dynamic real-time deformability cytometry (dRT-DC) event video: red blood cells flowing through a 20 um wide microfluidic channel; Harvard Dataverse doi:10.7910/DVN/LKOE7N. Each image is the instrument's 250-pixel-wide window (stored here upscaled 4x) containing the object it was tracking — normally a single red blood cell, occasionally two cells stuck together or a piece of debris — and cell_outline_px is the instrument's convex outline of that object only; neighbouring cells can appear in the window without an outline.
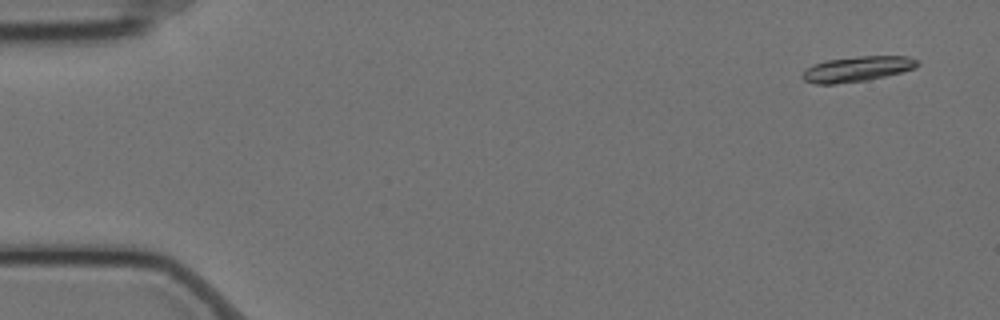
{"species": "Egyptian fruit bat (a non-hibernating species)", "species_latin": "Rousettus aegyptiacus", "temperature_condition": "cold", "stored_images_in_passage": 58, "camera_frame_rate_fps": 3000, "um_per_image_px": 0.085, "animal": {"sex": "female"}, "frame": {"image": 1, "passage_image": 3, "time_ms": 0.667, "image_size_px": [1000, 320], "cell_outline_px": [[920, 64], [916, 68], [868, 80], [836, 84], [816, 84], [804, 80], [800, 76], [812, 64], [828, 60], [856, 56], [908, 56], [920, 60]], "centroid_in_image_um": [72.88, 5.86], "position_along_channel_um": 12.1, "area_um2": 16.99}}
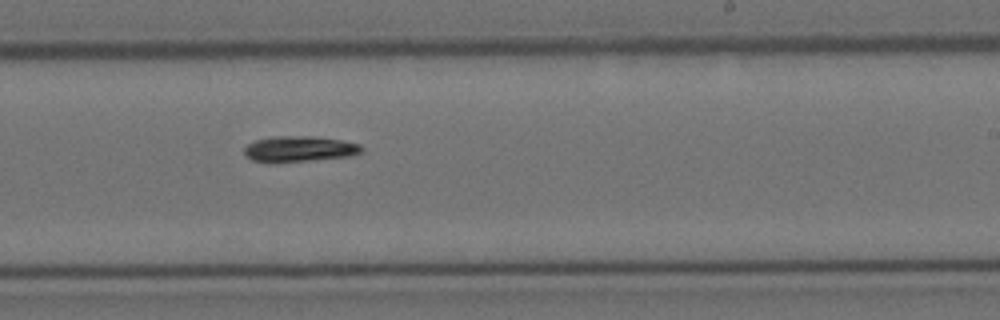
{"frame": {"image": 2, "passage_image": 35, "time_ms": 11.333, "image_size_px": [1000, 320], "cell_outline_px": [[364, 148], [360, 152], [348, 156], [308, 160], [252, 160], [244, 156], [244, 148], [248, 144], [256, 140], [276, 136], [312, 136], [340, 140], [360, 144]], "centroid_in_image_um": [25.46, 12.62], "position_along_channel_um": 263.5, "area_um2": 16.82}}
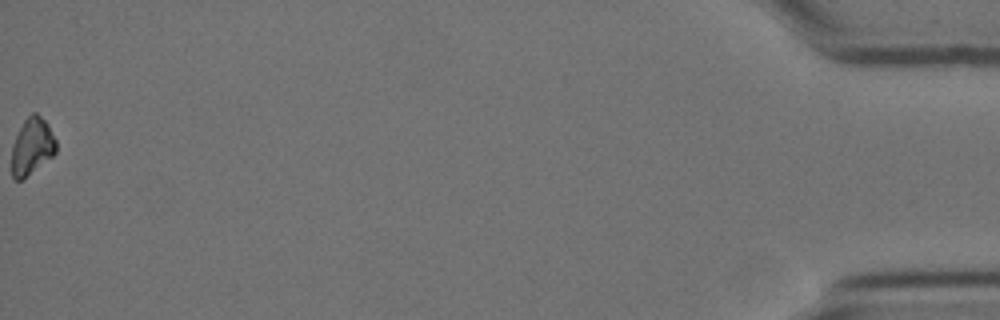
{"frame": {"image": 3, "passage_image": 58, "time_ms": 19.0, "image_size_px": [1000, 320], "cell_outline_px": [[56, 152], [52, 156], [24, 180], [16, 180], [12, 176], [12, 144], [24, 120], [32, 112], [36, 112], [48, 124], [56, 140]], "centroid_in_image_um": [2.72, 12.46], "position_along_channel_um": 432.5, "area_um2": 14.74}, "authors_computed_cell_mechanics": {"area_um2": 16.8198, "velocity_mm_per_s": 3.4946, "shape_relaxation_time_tau1_ms": 3.3026, "shape_relaxation_time_tau2_ms": null, "deformation_change_tau1": 0.1441, "deformation_change_tau2": null}}